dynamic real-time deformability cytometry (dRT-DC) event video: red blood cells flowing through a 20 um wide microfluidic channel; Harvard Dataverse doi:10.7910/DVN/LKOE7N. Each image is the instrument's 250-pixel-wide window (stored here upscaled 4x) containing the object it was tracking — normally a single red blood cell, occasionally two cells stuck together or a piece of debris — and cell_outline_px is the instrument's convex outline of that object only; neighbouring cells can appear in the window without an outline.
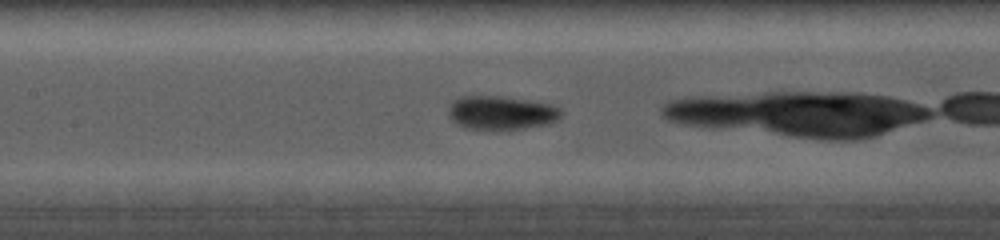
{"species": "common noctule bat (a hibernating species)", "species_latin": "Nyctalus noctula", "temperature_condition": "cold", "stored_images_in_passage": 18, "camera_frame_rate_fps": 5000, "um_per_image_px": 0.085, "animal": {"sex": "female", "body_mass_g": 19.0, "forearm_length_mm": 56.7}, "frame": {"image": 1, "passage_image": 8, "time_ms": 2.4, "image_size_px": [1000, 240], "cell_outline_px": [[564, 112], [556, 120], [548, 124], [524, 128], [464, 128], [456, 124], [448, 116], [448, 108], [452, 100], [460, 96], [500, 96], [528, 100], [552, 104], [560, 108]], "centroid_in_image_um": [42.59, 9.56], "position_along_channel_um": 164.8, "area_um2": 22.08}}